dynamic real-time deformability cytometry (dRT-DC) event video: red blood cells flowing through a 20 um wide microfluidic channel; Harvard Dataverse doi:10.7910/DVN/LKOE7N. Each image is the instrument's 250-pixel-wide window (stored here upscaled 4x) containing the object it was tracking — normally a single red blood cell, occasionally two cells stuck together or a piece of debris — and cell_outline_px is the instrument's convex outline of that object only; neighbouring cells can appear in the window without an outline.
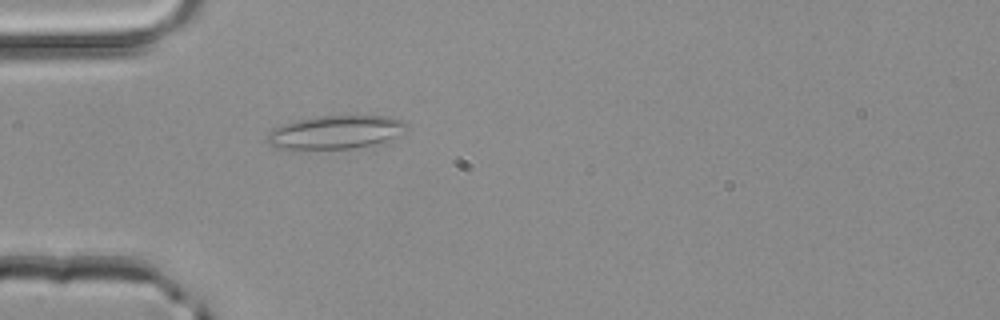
{"species": "common noctule bat (a hibernating species)", "species_latin": "Nyctalus noctula", "temperature_condition": "room temperature", "stored_images_in_passage": 36, "camera_frame_rate_fps": 3000, "um_per_image_px": 0.085, "animal": {"sex": "male", "body_mass_g": 20.4}, "frame": {"image": 1, "passage_image": 1, "time_ms": 0.0, "image_size_px": [1000, 320], "cell_outline_px": [[408, 128], [396, 136], [372, 144], [352, 148], [280, 148], [272, 144], [268, 140], [268, 132], [284, 124], [296, 120], [320, 116], [392, 116], [404, 120], [408, 124]], "centroid_in_image_um": [28.59, 11.2], "position_along_channel_um": 56.4, "area_um2": 26.41}}
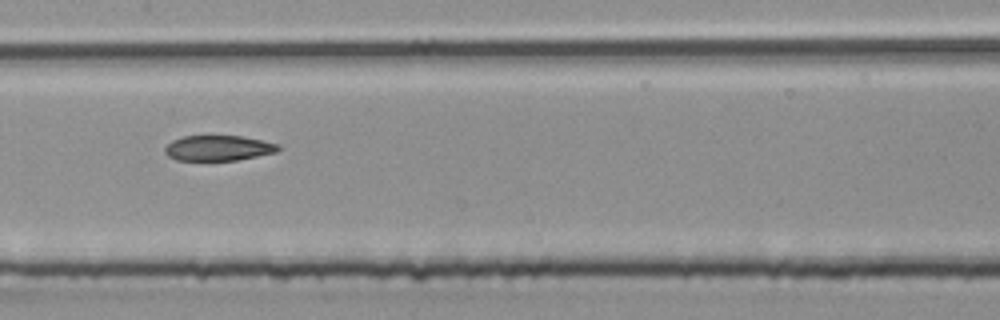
{"frame": {"image": 2, "passage_image": 11, "time_ms": 3.333, "image_size_px": [1000, 320], "cell_outline_px": [[280, 148], [276, 152], [236, 160], [176, 160], [168, 156], [164, 152], [164, 148], [172, 140], [184, 136], [240, 136], [280, 144]], "centroid_in_image_um": [18.53, 12.58], "position_along_channel_um": 188.9, "area_um2": 16.59}}
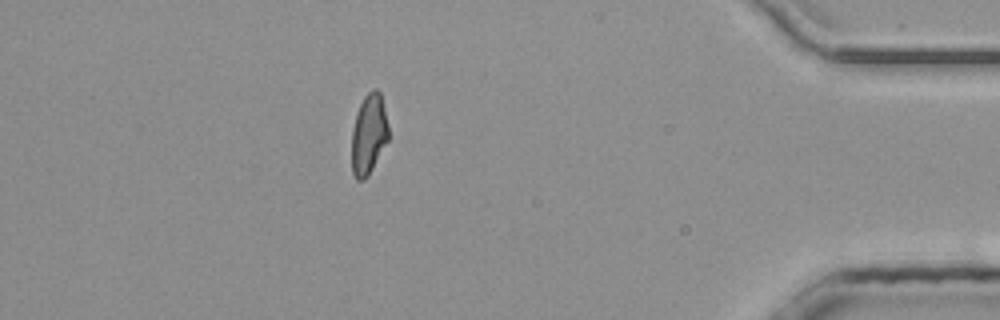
{"frame": {"image": 3, "passage_image": 30, "time_ms": 9.667, "image_size_px": [1000, 320], "cell_outline_px": [[388, 140], [368, 176], [364, 180], [356, 180], [352, 172], [352, 128], [356, 112], [364, 96], [372, 88], [376, 88], [380, 92], [388, 124]], "centroid_in_image_um": [31.33, 11.4], "position_along_channel_um": 403.9, "area_um2": 17.28}, "authors_computed_cell_mechanics": {"area_um2": 17.8891, "velocity_mm_per_s": 4.1501, "shape_relaxation_time_tau1_ms": null, "shape_relaxation_time_tau2_ms": 4.622, "deformation_change_tau1": null, "deformation_change_tau2": 0.1239}}